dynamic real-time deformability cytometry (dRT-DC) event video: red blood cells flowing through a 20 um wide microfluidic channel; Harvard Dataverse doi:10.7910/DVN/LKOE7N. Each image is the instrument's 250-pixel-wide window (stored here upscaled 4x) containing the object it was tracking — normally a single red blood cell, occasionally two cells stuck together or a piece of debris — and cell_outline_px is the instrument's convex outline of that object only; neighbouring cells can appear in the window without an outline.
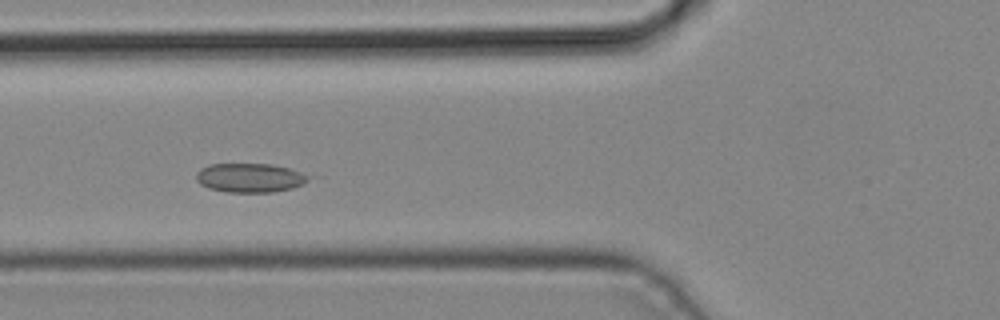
{"species": "common noctule bat (a hibernating species)", "species_latin": "Nyctalus noctula", "temperature_condition": "cold", "stored_images_in_passage": 4, "camera_frame_rate_fps": 3000, "um_per_image_px": 0.085, "animal": {"sex": "male", "body_mass_g": 19.2, "forearm_length_mm": 51.8}, "frame": {"image": 1, "passage_image": 4, "time_ms": 1.0, "image_size_px": [1000, 320], "cell_outline_px": [[308, 180], [304, 184], [292, 188], [272, 192], [228, 192], [208, 188], [200, 184], [196, 180], [196, 172], [200, 168], [208, 164], [272, 164], [288, 168], [300, 172], [308, 176]], "centroid_in_image_um": [21.19, 15.11], "position_along_channel_um": 104.6, "area_um2": 19.02}}